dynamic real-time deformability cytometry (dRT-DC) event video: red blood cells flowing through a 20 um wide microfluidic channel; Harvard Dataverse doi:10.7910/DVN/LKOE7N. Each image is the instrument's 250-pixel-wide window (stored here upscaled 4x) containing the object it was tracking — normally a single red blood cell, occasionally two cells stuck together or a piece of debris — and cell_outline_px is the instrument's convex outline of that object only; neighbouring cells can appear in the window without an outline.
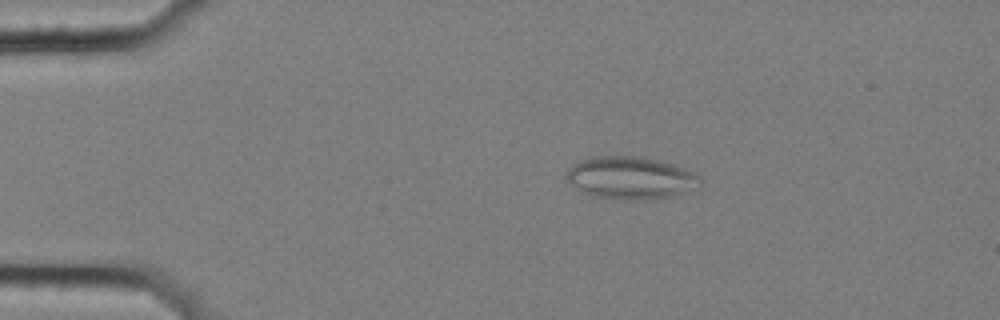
{"species": "common noctule bat (a hibernating species)", "species_latin": "Nyctalus noctula", "temperature_condition": "cold", "stored_images_in_passage": 6, "camera_frame_rate_fps": 3000, "um_per_image_px": 0.085, "animal": {"sex": "female", "body_mass_g": 25.1}, "frame": {"image": 1, "passage_image": 3, "time_ms": 0.667, "image_size_px": [1000, 320], "cell_outline_px": [[700, 184], [696, 188], [672, 196], [592, 196], [572, 184], [568, 180], [568, 168], [572, 164], [580, 160], [592, 156], [644, 156], [660, 160], [684, 168], [700, 176]], "centroid_in_image_um": [53.61, 15.03], "position_along_channel_um": 31.4, "area_um2": 31.62}}